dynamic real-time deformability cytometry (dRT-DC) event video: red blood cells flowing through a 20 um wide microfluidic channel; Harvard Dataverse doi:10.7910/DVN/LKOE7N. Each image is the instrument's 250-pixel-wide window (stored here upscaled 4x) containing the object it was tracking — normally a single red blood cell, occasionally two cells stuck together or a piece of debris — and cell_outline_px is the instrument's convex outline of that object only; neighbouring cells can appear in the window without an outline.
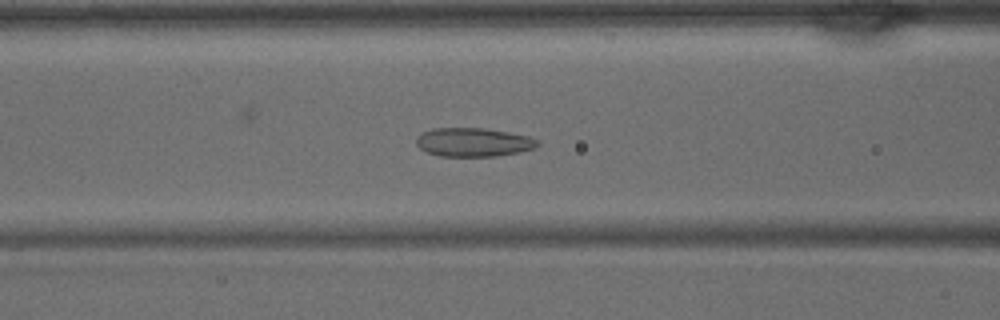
{"species": "common noctule bat (a hibernating species)", "species_latin": "Nyctalus noctula", "temperature_condition": "warm", "stored_images_in_passage": 42, "camera_frame_rate_fps": 3000, "um_per_image_px": 0.085, "animal": {"sex": "male", "body_mass_g": 15.6}, "frame": {"image": 1, "passage_image": 16, "time_ms": 5.0, "image_size_px": [1000, 320], "cell_outline_px": [[540, 144], [536, 148], [520, 152], [496, 156], [440, 156], [428, 152], [420, 148], [416, 144], [416, 136], [432, 128], [484, 128], [508, 132], [528, 136], [540, 140]], "centroid_in_image_um": [40.27, 12.09], "position_along_channel_um": 126.3, "area_um2": 20.4}}
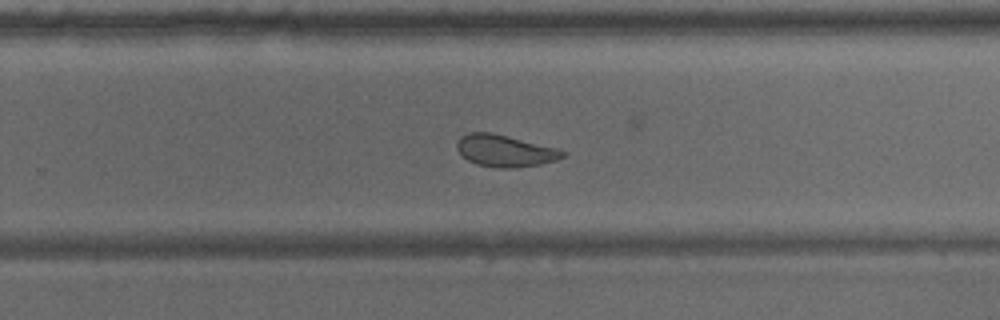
{"frame": {"image": 2, "passage_image": 26, "time_ms": 8.333, "image_size_px": [1000, 320], "cell_outline_px": [[568, 152], [564, 156], [556, 160], [540, 164], [512, 168], [500, 168], [476, 164], [468, 160], [456, 148], [456, 144], [460, 136], [468, 132], [492, 132], [560, 148]], "centroid_in_image_um": [42.95, 12.8], "position_along_channel_um": 286.9, "area_um2": 19.83}}
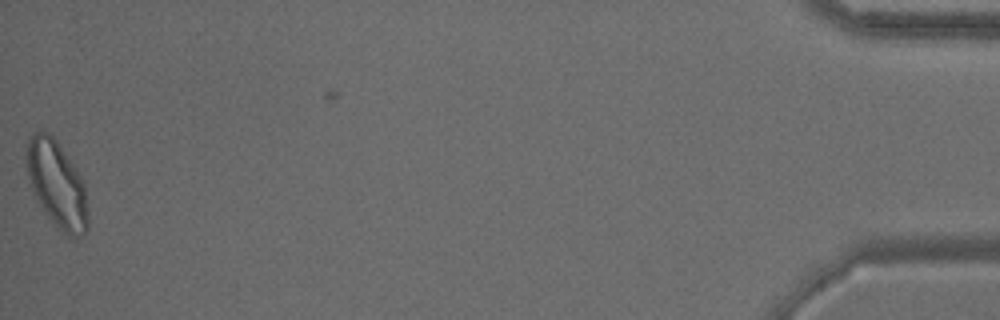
{"frame": {"image": 3, "passage_image": 41, "time_ms": 13.333, "image_size_px": [1000, 320], "cell_outline_px": [[88, 228], [80, 236], [72, 240], [48, 216], [36, 200], [28, 184], [24, 160], [24, 156], [28, 136], [36, 132], [48, 132], [56, 140], [80, 176], [84, 184], [88, 212]], "centroid_in_image_um": [4.78, 15.65], "position_along_channel_um": 430.4, "area_um2": 31.21}}